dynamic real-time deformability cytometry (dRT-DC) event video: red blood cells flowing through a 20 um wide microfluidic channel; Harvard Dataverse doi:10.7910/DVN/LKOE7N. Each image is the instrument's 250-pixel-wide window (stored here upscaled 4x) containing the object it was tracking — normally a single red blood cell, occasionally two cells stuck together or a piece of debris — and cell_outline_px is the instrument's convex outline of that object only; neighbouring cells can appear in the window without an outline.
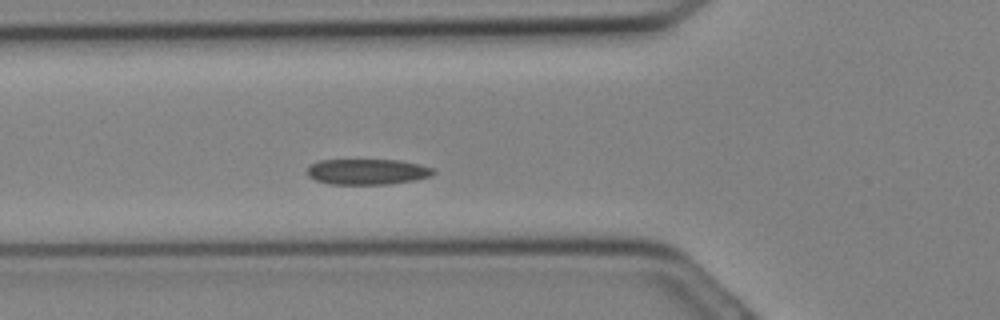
{"species": "Egyptian fruit bat (a non-hibernating species)", "species_latin": "Rousettus aegyptiacus", "temperature_condition": "cold", "stored_images_in_passage": 14, "camera_frame_rate_fps": 3000, "um_per_image_px": 0.085, "animal": {"sex": "female"}, "frame": {"image": 1, "passage_image": 8, "time_ms": 2.333, "image_size_px": [1000, 320], "cell_outline_px": [[436, 172], [432, 176], [416, 180], [388, 184], [328, 184], [316, 180], [308, 176], [308, 168], [312, 164], [320, 160], [400, 160], [420, 164], [432, 168]], "centroid_in_image_um": [31.26, 14.6], "position_along_channel_um": 94.5, "area_um2": 18.9}}
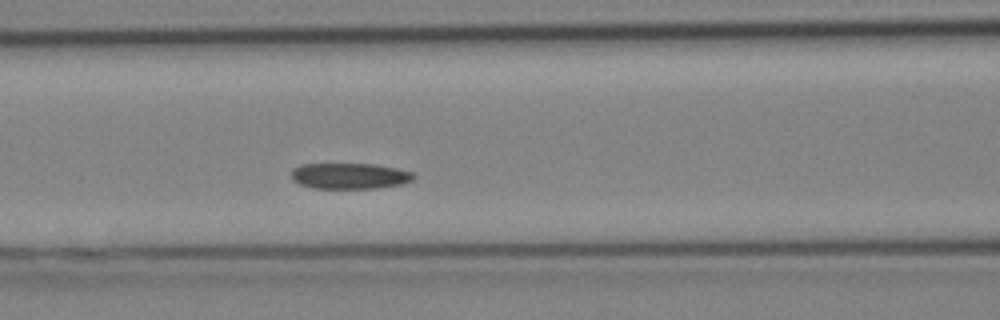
{"frame": {"image": 2, "passage_image": 10, "time_ms": 3.0, "image_size_px": [1000, 320], "cell_outline_px": [[416, 176], [412, 180], [404, 184], [376, 188], [312, 188], [300, 184], [292, 180], [292, 168], [300, 164], [376, 164], [396, 168], [412, 172]], "centroid_in_image_um": [29.72, 14.95], "position_along_channel_um": 136.9, "area_um2": 18.55}}
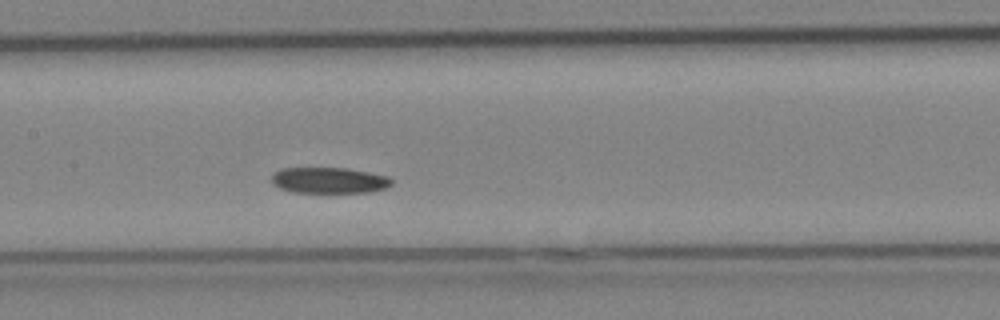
{"frame": {"image": 3, "passage_image": 12, "time_ms": 3.667, "image_size_px": [1000, 320], "cell_outline_px": [[392, 184], [384, 188], [368, 192], [292, 192], [280, 188], [272, 184], [272, 172], [284, 168], [348, 168], [388, 176], [392, 180]], "centroid_in_image_um": [27.94, 15.32], "position_along_channel_um": 179.5, "area_um2": 18.09}}